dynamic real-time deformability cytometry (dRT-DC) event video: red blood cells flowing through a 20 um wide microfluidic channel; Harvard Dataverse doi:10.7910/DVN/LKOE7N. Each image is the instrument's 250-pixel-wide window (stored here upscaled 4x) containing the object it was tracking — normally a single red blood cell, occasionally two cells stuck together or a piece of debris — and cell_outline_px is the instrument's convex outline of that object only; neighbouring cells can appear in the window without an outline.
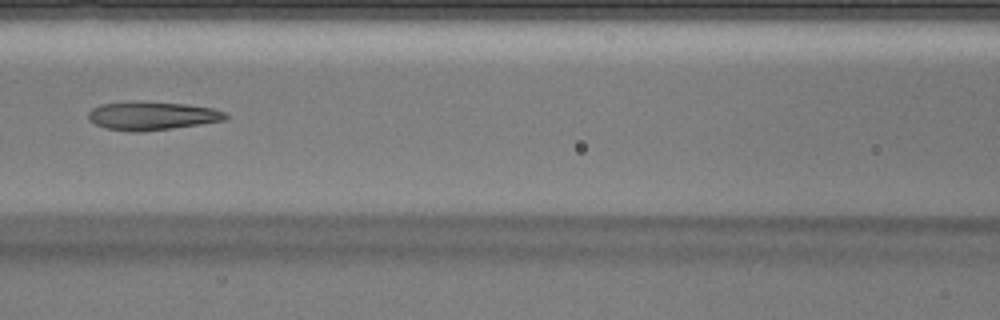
{"species": "Egyptian fruit bat (a non-hibernating species)", "species_latin": "Rousettus aegyptiacus", "temperature_condition": "warm", "stored_images_in_passage": 43, "camera_frame_rate_fps": 3000, "um_per_image_px": 0.085, "animal": {"sex": "male"}, "frame": {"image": 1, "passage_image": 19, "time_ms": 6.0, "image_size_px": [1000, 320], "cell_outline_px": [[228, 116], [224, 120], [200, 124], [172, 128], [140, 132], [132, 132], [108, 128], [96, 124], [88, 120], [88, 112], [92, 108], [100, 104], [128, 100], [132, 100], [184, 104], [212, 108], [224, 112]], "centroid_in_image_um": [12.86, 9.82], "position_along_channel_um": 153.7, "area_um2": 22.83}}